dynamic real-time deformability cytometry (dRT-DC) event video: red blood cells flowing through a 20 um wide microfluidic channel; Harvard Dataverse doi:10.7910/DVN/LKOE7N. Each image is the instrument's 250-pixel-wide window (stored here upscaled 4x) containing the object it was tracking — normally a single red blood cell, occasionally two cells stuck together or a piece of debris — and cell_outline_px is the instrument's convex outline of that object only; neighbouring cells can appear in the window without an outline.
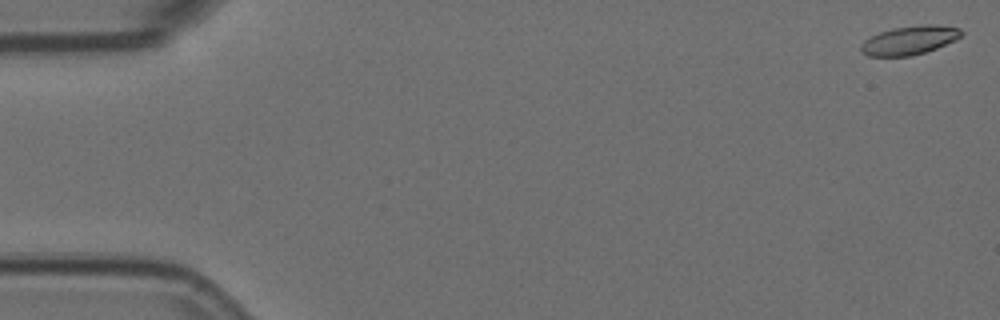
{"species": "Egyptian fruit bat (a non-hibernating species)", "species_latin": "Rousettus aegyptiacus", "temperature_condition": "room temperature", "stored_images_in_passage": 57, "camera_frame_rate_fps": 3000, "um_per_image_px": 0.085, "animal": {"sex": "female"}, "frame": {"image": 1, "passage_image": 2, "time_ms": 0.333, "image_size_px": [1000, 320], "cell_outline_px": [[964, 32], [956, 40], [936, 48], [912, 56], [868, 56], [860, 52], [860, 44], [864, 40], [880, 32], [892, 28], [924, 24], [936, 24], [960, 28]], "centroid_in_image_um": [77.3, 3.42], "position_along_channel_um": 7.7, "area_um2": 16.94}}
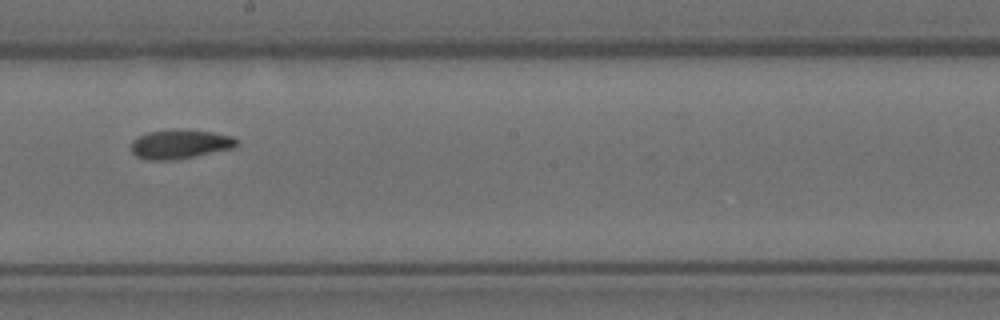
{"frame": {"image": 2, "passage_image": 33, "time_ms": 10.667, "image_size_px": [1000, 320], "cell_outline_px": [[240, 144], [232, 148], [172, 160], [148, 160], [136, 156], [132, 152], [132, 140], [148, 132], [176, 128], [212, 132], [232, 136], [240, 140]], "centroid_in_image_um": [15.31, 12.23], "position_along_channel_um": 232.9, "area_um2": 17.92}}
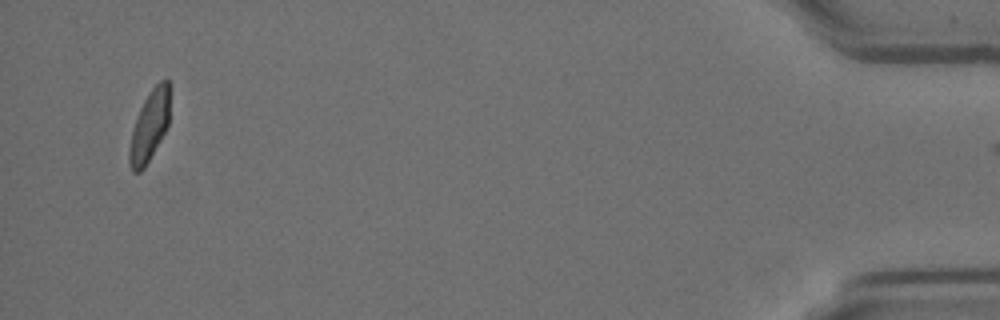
{"frame": {"image": 3, "passage_image": 56, "time_ms": 18.333, "image_size_px": [1000, 320], "cell_outline_px": [[168, 124], [164, 132], [144, 168], [140, 172], [132, 172], [128, 164], [128, 152], [132, 132], [136, 116], [144, 100], [152, 88], [160, 80], [168, 80]], "centroid_in_image_um": [12.66, 10.75], "position_along_channel_um": 422.5, "area_um2": 16.24}}